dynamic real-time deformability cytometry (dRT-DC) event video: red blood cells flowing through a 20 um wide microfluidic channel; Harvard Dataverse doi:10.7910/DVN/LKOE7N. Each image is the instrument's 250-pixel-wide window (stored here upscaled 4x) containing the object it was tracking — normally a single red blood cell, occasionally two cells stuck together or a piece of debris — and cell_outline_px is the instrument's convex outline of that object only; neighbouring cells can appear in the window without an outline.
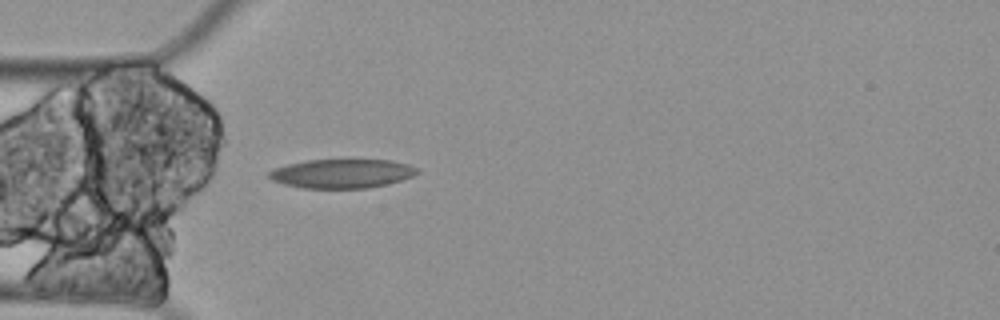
{"species": "Egyptian fruit bat (a non-hibernating species)", "species_latin": "Rousettus aegyptiacus", "temperature_condition": "cold", "stored_images_in_passage": 6, "camera_frame_rate_fps": 3000, "um_per_image_px": 0.085, "animal": {"sex": "female"}, "frame": {"image": 1, "passage_image": 5, "time_ms": 1.333, "image_size_px": [1000, 320], "cell_outline_px": [[420, 172], [412, 176], [388, 184], [368, 188], [304, 188], [284, 184], [272, 180], [268, 176], [268, 172], [272, 168], [288, 164], [308, 160], [392, 160], [408, 164], [416, 168]], "centroid_in_image_um": [29.05, 14.75], "position_along_channel_um": 56.0, "area_um2": 25.03}}